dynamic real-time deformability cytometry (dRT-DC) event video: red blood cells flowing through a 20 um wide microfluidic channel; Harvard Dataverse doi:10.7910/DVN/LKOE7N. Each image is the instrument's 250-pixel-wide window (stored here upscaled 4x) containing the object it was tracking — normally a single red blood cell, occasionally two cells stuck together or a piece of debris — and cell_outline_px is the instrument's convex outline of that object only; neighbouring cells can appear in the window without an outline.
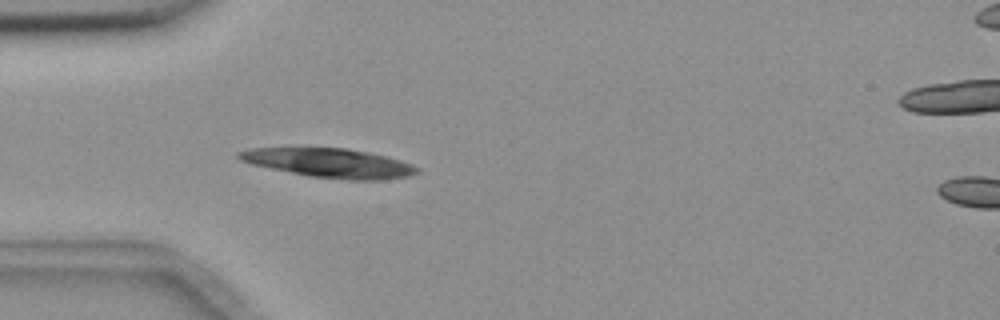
{"species": "common noctule bat (a hibernating species)", "species_latin": "Nyctalus noctula", "temperature_condition": "room temperature", "stored_images_in_passage": 6, "camera_frame_rate_fps": 3000, "um_per_image_px": 0.085, "animal": {"sex": "female", "body_mass_g": 18.4}, "frame": {"image": 1, "passage_image": 5, "time_ms": 4.667, "image_size_px": [1000, 320], "cell_outline_px": [[420, 172], [408, 176], [384, 180], [348, 180], [308, 176], [252, 164], [240, 160], [236, 156], [236, 152], [248, 148], [348, 148], [388, 156], [412, 164], [420, 168]], "centroid_in_image_um": [28.03, 13.85], "position_along_channel_um": 57.0, "area_um2": 30.4}}